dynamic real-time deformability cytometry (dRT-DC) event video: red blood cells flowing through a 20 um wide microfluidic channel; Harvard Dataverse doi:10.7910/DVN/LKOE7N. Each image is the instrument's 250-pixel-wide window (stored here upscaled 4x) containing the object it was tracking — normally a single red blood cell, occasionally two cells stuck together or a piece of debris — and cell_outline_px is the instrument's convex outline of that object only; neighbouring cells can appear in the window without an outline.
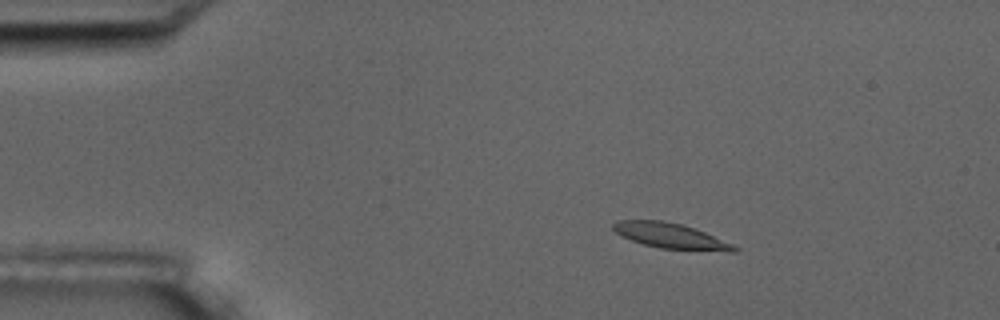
{"species": "common noctule bat (a hibernating species)", "species_latin": "Nyctalus noctula", "temperature_condition": "room temperature", "stored_images_in_passage": 5, "camera_frame_rate_fps": 3000, "um_per_image_px": 0.085, "animal": {"sex": "male", "body_mass_g": 17.5, "forearm_length_mm": 52.3}, "frame": {"image": 1, "passage_image": 3, "time_ms": 2.333, "image_size_px": [1000, 320], "cell_outline_px": [[740, 248], [736, 252], [728, 252], [660, 248], [644, 244], [620, 236], [612, 228], [612, 224], [616, 220], [664, 220], [684, 224], [704, 232], [732, 244]], "centroid_in_image_um": [57.0, 20.04], "position_along_channel_um": 28.0, "area_um2": 17.98}}